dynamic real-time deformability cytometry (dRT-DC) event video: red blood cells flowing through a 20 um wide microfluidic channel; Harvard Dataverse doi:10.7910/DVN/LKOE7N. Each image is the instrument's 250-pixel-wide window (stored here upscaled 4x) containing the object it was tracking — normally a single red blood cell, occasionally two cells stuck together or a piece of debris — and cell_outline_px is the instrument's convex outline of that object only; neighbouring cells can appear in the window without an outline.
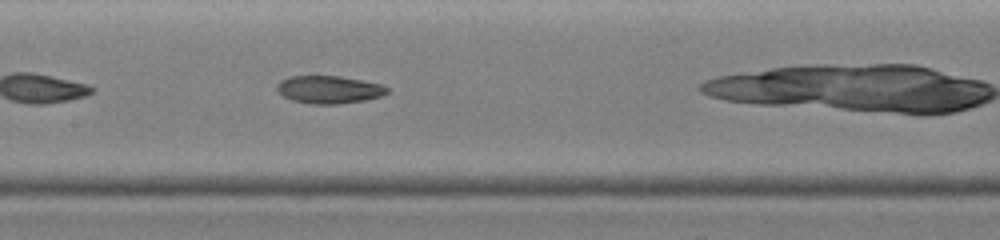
{"species": "common noctule bat (a hibernating species)", "species_latin": "Nyctalus noctula", "temperature_condition": "warm", "stored_images_in_passage": 10, "camera_frame_rate_fps": 3000, "um_per_image_px": 0.085, "animal": {"sex": "female", "body_mass_g": 19.0, "forearm_length_mm": 51.5}, "frame": {"image": 1, "passage_image": 9, "time_ms": 2.667, "image_size_px": [1000, 240], "cell_outline_px": [[388, 92], [384, 96], [364, 100], [336, 104], [308, 104], [292, 100], [284, 96], [276, 88], [276, 84], [280, 80], [288, 76], [340, 76], [384, 84], [388, 88]], "centroid_in_image_um": [27.98, 7.61], "position_along_channel_um": 179.4, "area_um2": 17.98}}